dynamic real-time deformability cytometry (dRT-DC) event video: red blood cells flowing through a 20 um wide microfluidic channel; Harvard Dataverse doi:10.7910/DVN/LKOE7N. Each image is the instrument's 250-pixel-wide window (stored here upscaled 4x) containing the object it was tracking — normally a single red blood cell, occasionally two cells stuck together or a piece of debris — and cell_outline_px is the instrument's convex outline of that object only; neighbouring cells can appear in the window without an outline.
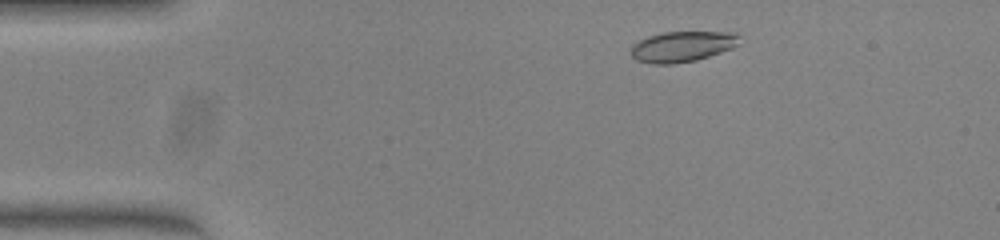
{"species": "common noctule bat (a hibernating species)", "species_latin": "Nyctalus noctula", "temperature_condition": "warm", "stored_images_in_passage": 46, "camera_frame_rate_fps": 3000, "um_per_image_px": 0.085, "animal": {"sex": "female", "body_mass_g": 23.0, "forearm_length_mm": 53.4}, "frame": {"image": 1, "passage_image": 4, "time_ms": 1.0, "image_size_px": [1000, 240], "cell_outline_px": [[740, 36], [736, 44], [732, 48], [696, 60], [672, 64], [652, 64], [636, 60], [632, 56], [632, 44], [648, 36], [664, 32], [736, 32]], "centroid_in_image_um": [57.97, 3.95], "position_along_channel_um": 27.0, "area_um2": 19.19}}
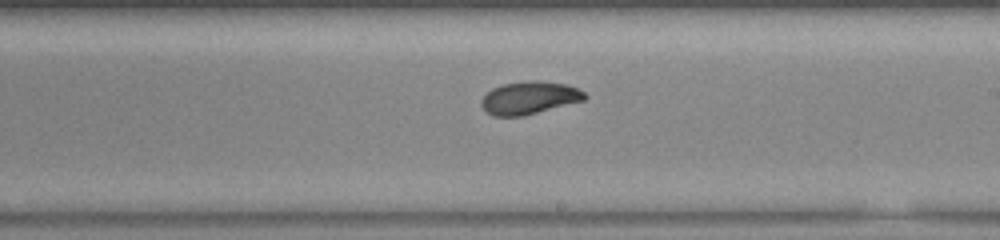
{"frame": {"image": 2, "passage_image": 25, "time_ms": 8.0, "image_size_px": [1000, 240], "cell_outline_px": [[588, 96], [584, 100], [520, 116], [492, 116], [480, 104], [480, 100], [492, 88], [504, 84], [532, 80], [536, 80], [568, 84], [584, 92]], "centroid_in_image_um": [44.99, 8.3], "position_along_channel_um": 244.0, "area_um2": 19.42}}
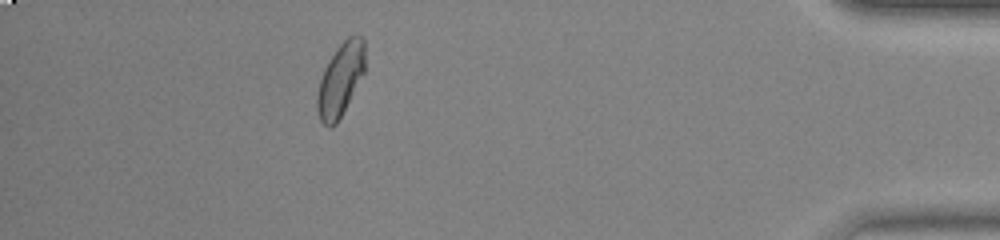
{"frame": {"image": 3, "passage_image": 41, "time_ms": 13.333, "image_size_px": [1000, 240], "cell_outline_px": [[364, 72], [336, 124], [332, 128], [328, 128], [320, 120], [316, 108], [316, 96], [320, 80], [324, 68], [328, 60], [336, 48], [348, 36], [356, 32], [364, 40]], "centroid_in_image_um": [28.91, 6.74], "position_along_channel_um": 406.3, "area_um2": 20.29}, "authors_computed_cell_mechanics": {"area_um2": 19.8254, "velocity_mm_per_s": 4.0309, "shape_relaxation_time_tau1_ms": 3.3742, "shape_relaxation_time_tau2_ms": 1.852, "deformation_change_tau1": 0.1232, "deformation_change_tau2": 0.0501}}